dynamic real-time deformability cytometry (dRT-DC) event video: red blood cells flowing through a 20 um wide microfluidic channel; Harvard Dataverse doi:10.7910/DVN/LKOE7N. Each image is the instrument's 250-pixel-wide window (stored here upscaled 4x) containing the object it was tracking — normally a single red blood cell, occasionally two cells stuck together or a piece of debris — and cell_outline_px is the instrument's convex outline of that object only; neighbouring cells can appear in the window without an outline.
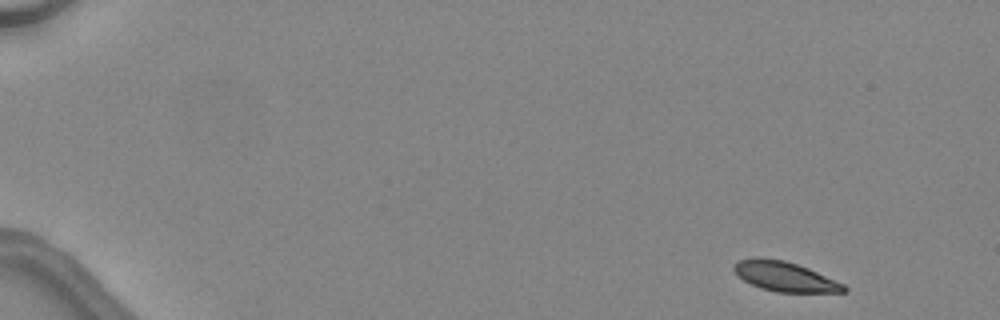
{"species": "common noctule bat (a hibernating species)", "species_latin": "Nyctalus noctula", "temperature_condition": "warm", "stored_images_in_passage": 44, "camera_frame_rate_fps": 3000, "um_per_image_px": 0.085, "animal": {"sex": "female", "body_mass_g": 24.6, "forearm_length_mm": 56.2}, "frame": {"image": 1, "passage_image": 1, "time_ms": 0.0, "image_size_px": [1000, 320], "cell_outline_px": [[848, 292], [776, 292], [760, 288], [744, 280], [732, 268], [732, 264], [740, 260], [756, 256], [784, 260], [808, 268], [844, 284], [848, 288]], "centroid_in_image_um": [66.7, 23.5], "position_along_channel_um": 18.3, "area_um2": 19.02}}
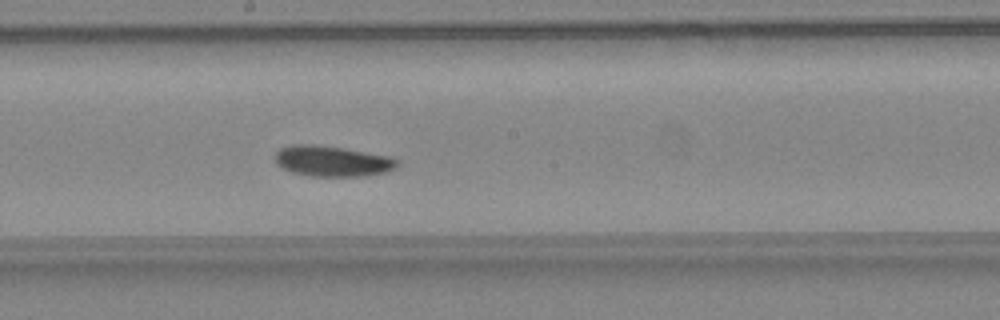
{"frame": {"image": 2, "passage_image": 25, "time_ms": 8.0, "image_size_px": [1000, 320], "cell_outline_px": [[400, 164], [396, 168], [388, 172], [364, 176], [308, 176], [292, 172], [276, 164], [276, 152], [280, 148], [292, 144], [316, 144], [344, 148], [388, 156], [400, 160]], "centroid_in_image_um": [28.27, 13.69], "position_along_channel_um": 219.9, "area_um2": 22.02}}
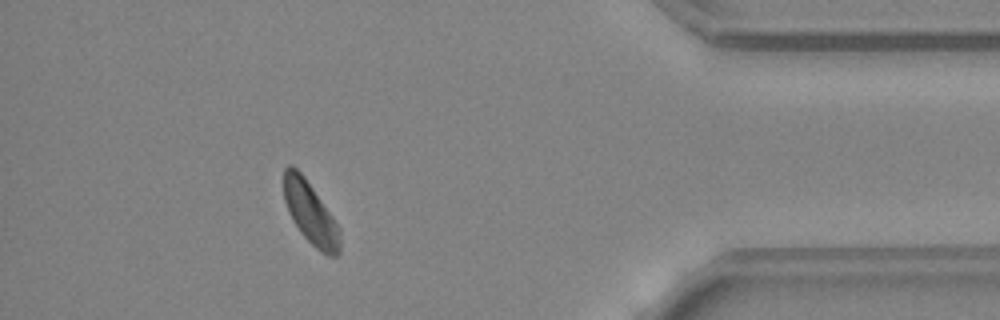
{"frame": {"image": 3, "passage_image": 40, "time_ms": 13.0, "image_size_px": [1000, 320], "cell_outline_px": [[340, 252], [336, 256], [328, 256], [320, 252], [300, 232], [292, 220], [288, 212], [284, 200], [284, 168], [288, 164], [292, 164], [304, 176], [332, 216], [340, 228]], "centroid_in_image_um": [26.38, 18.12], "position_along_channel_um": 408.8, "area_um2": 20.29}, "authors_computed_cell_mechanics": {"area_um2": 20.8369, "velocity_mm_per_s": 4.5122, "shape_relaxation_time_tau1_ms": 2.6496, "shape_relaxation_time_tau2_ms": null, "deformation_change_tau1": 0.0846, "deformation_change_tau2": null}}